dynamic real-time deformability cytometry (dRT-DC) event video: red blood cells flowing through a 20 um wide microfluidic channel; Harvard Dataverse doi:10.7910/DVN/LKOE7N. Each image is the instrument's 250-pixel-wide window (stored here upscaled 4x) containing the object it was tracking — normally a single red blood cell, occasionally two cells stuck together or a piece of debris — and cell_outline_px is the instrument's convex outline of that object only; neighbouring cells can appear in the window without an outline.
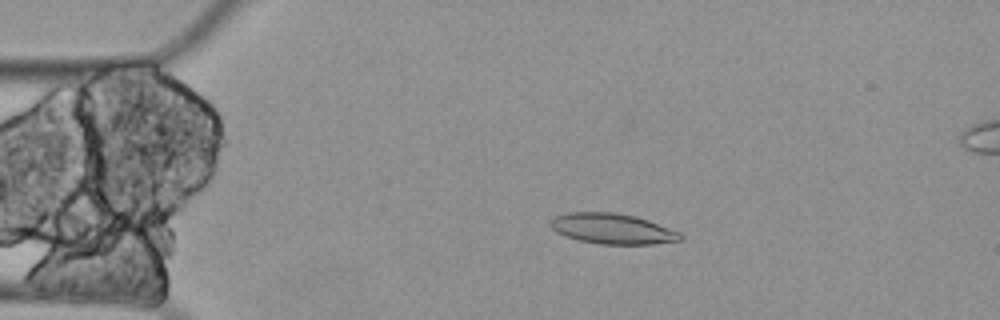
{"species": "Egyptian fruit bat (a non-hibernating species)", "species_latin": "Rousettus aegyptiacus", "temperature_condition": "cold", "stored_images_in_passage": 5, "camera_frame_rate_fps": 3000, "um_per_image_px": 0.085, "animal": {"sex": "female"}, "frame": {"image": 1, "passage_image": 4, "time_ms": 1.0, "image_size_px": [1000, 320], "cell_outline_px": [[684, 236], [680, 240], [652, 244], [600, 244], [576, 240], [564, 236], [556, 232], [548, 224], [556, 216], [568, 212], [612, 212], [632, 216], [648, 220], [680, 232]], "centroid_in_image_um": [52.02, 19.45], "position_along_channel_um": 33.0, "area_um2": 23.0}}